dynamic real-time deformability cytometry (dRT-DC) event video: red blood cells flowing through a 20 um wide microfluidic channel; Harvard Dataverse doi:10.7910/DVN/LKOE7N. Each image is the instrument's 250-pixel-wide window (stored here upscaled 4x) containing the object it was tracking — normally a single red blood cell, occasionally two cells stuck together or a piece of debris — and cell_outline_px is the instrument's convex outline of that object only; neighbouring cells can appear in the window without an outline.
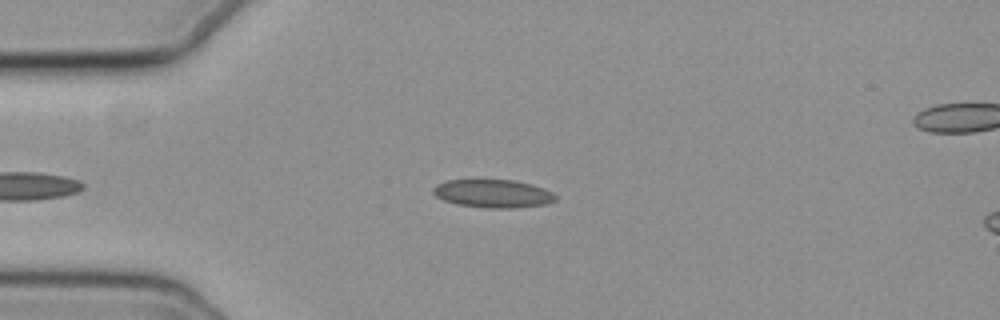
{"species": "common noctule bat (a hibernating species)", "species_latin": "Nyctalus noctula", "temperature_condition": "cold", "stored_images_in_passage": 40, "camera_frame_rate_fps": 3000, "um_per_image_px": 0.085, "animal": {"sex": "female", "body_mass_g": 19.3, "forearm_length_mm": 54.1}, "frame": {"image": 1, "passage_image": 2, "time_ms": 0.333, "image_size_px": [1000, 320], "cell_outline_px": [[556, 200], [544, 204], [516, 208], [488, 208], [456, 204], [444, 200], [436, 196], [432, 192], [432, 188], [436, 184], [444, 180], [512, 180], [532, 184], [544, 188], [552, 192], [556, 196]], "centroid_in_image_um": [41.88, 16.45], "position_along_channel_um": 43.1, "area_um2": 20.11}}
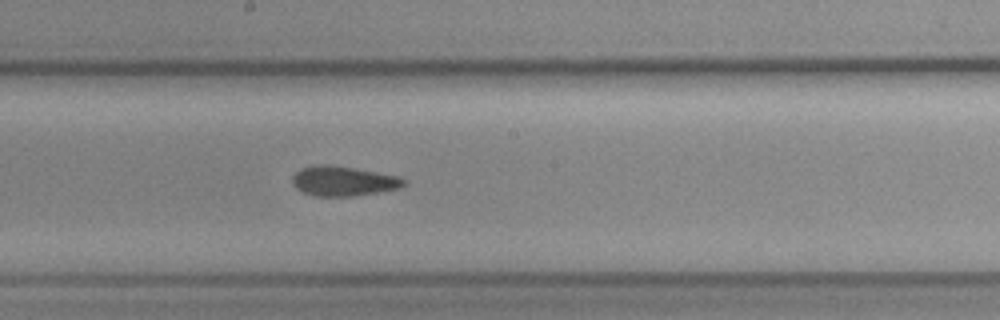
{"frame": {"image": 2, "passage_image": 18, "time_ms": 5.667, "image_size_px": [1000, 320], "cell_outline_px": [[408, 184], [400, 188], [352, 196], [312, 196], [296, 188], [292, 184], [292, 176], [300, 168], [320, 164], [328, 164], [376, 172], [396, 176], [408, 180]], "centroid_in_image_um": [29.17, 15.39], "position_along_channel_um": 219.0, "area_um2": 19.31}}
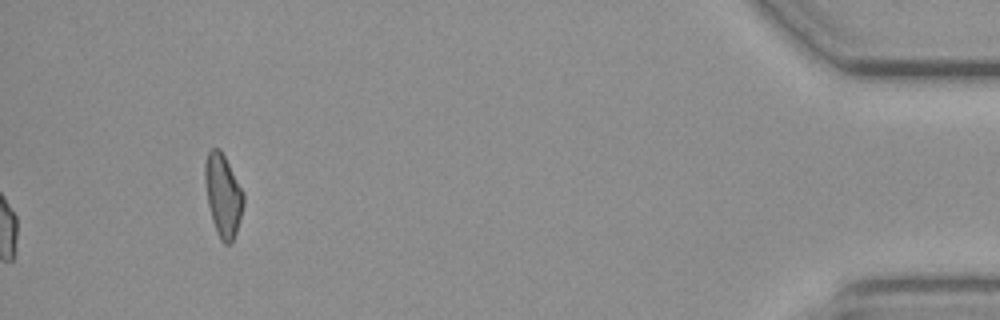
{"frame": {"image": 3, "passage_image": 40, "time_ms": 13.0, "image_size_px": [1000, 320], "cell_outline_px": [[244, 204], [240, 220], [232, 244], [224, 244], [220, 240], [216, 232], [212, 220], [208, 204], [204, 180], [204, 164], [208, 152], [212, 148], [220, 148], [244, 192]], "centroid_in_image_um": [18.96, 16.62], "position_along_channel_um": 416.2, "area_um2": 18.73}, "authors_computed_cell_mechanics": {"area_um2": 19.3052, "velocity_mm_per_s": 3.72, "shape_relaxation_time_tau1_ms": null, "shape_relaxation_time_tau2_ms": 3.0264, "deformation_change_tau1": null, "deformation_change_tau2": 0.0842}}